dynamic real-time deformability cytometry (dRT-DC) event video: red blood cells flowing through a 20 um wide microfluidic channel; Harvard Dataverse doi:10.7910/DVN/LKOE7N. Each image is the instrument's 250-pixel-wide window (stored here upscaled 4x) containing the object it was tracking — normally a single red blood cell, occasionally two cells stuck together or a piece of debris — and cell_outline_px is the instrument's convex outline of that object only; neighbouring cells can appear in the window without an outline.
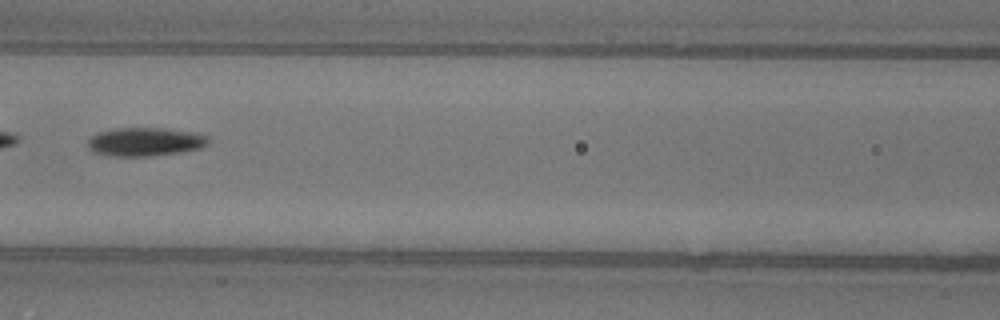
{"species": "common noctule bat (a hibernating species)", "species_latin": "Nyctalus noctula", "temperature_condition": "warm", "stored_images_in_passage": 49, "segment_of_instrument_passage": [2, 2], "camera_frame_rate_fps": 3000, "um_per_image_px": 0.085, "animal": {"sex": "female"}, "frame": {"image": 1, "passage_image": 21, "time_ms": 6.667, "image_size_px": [1000, 320], "cell_outline_px": [[208, 144], [200, 148], [176, 152], [144, 156], [120, 156], [96, 152], [88, 144], [88, 140], [92, 136], [100, 132], [120, 128], [152, 128], [180, 132], [204, 136], [208, 140]], "centroid_in_image_um": [12.27, 12.06], "position_along_channel_um": 154.3, "area_um2": 18.73}}
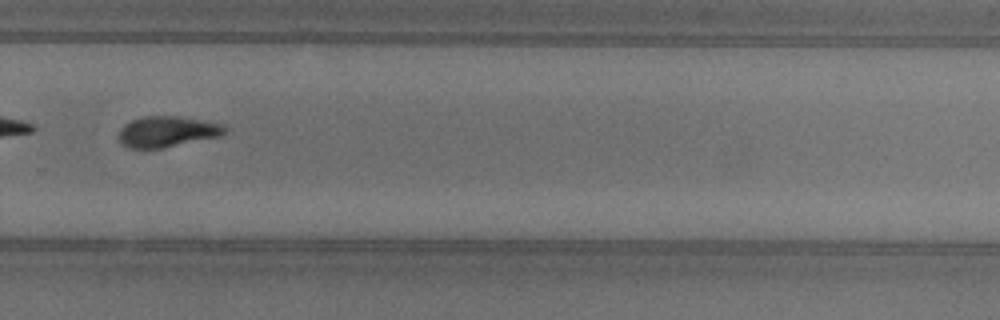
{"frame": {"image": 2, "passage_image": 33, "time_ms": 10.667, "image_size_px": [1000, 320], "cell_outline_px": [[224, 132], [220, 136], [160, 148], [132, 148], [124, 144], [120, 140], [120, 128], [124, 124], [132, 120], [148, 116], [172, 116], [220, 124], [224, 128]], "centroid_in_image_um": [14.15, 11.19], "position_along_channel_um": 315.6, "area_um2": 18.21}}